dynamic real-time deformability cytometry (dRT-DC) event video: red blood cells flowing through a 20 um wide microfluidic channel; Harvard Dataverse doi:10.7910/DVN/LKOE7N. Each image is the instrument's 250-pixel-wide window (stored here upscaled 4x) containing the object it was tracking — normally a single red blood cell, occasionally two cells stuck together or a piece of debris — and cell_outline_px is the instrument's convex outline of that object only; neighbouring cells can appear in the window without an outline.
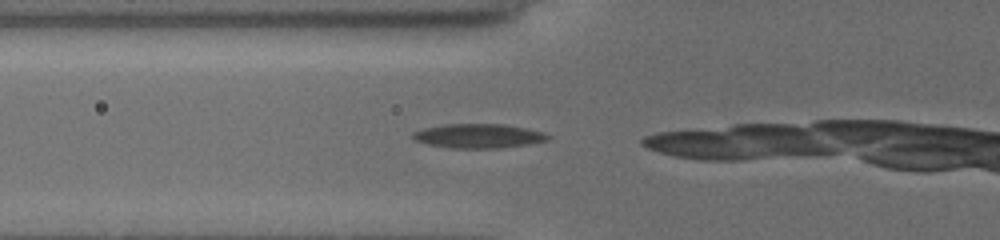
{"species": "common noctule bat (a hibernating species)", "species_latin": "Nyctalus noctula", "temperature_condition": "cold", "stored_images_in_passage": 11, "camera_frame_rate_fps": 3000, "um_per_image_px": 0.085, "animal": {"sex": "female", "body_mass_g": 19.5, "forearm_length_mm": 54.1}, "frame": {"image": 1, "passage_image": 3, "time_ms": 0.333, "image_size_px": [1000, 240], "cell_outline_px": [[552, 136], [548, 140], [528, 144], [500, 148], [448, 148], [428, 144], [412, 140], [412, 132], [424, 128], [444, 124], [504, 124], [544, 132]], "centroid_in_image_um": [40.65, 11.56], "position_along_channel_um": 85.2, "area_um2": 19.19}}